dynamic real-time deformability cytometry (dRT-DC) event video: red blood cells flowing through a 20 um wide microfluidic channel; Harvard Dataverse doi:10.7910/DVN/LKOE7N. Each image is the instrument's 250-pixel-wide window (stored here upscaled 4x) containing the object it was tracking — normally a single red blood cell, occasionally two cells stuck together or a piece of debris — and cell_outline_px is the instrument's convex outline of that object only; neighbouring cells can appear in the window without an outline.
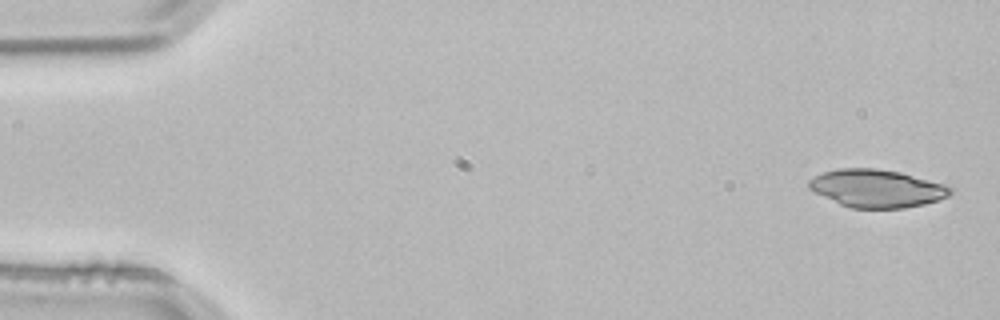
{"species": "common noctule bat (a hibernating species)", "species_latin": "Nyctalus noctula", "temperature_condition": "room temperature", "stored_images_in_passage": 3, "camera_frame_rate_fps": 3000, "um_per_image_px": 0.085, "animal": {"sex": "male", "body_mass_g": 21.5, "forearm_length_mm": 52.0}, "frame": {"image": 1, "passage_image": 1, "time_ms": 0.0, "image_size_px": [1000, 320], "cell_outline_px": [[952, 192], [948, 196], [924, 204], [904, 208], [852, 208], [840, 204], [808, 188], [808, 180], [824, 172], [840, 168], [876, 168], [900, 172], [944, 184], [952, 188]], "centroid_in_image_um": [74.53, 16.01], "position_along_channel_um": 10.5, "area_um2": 30.87}}